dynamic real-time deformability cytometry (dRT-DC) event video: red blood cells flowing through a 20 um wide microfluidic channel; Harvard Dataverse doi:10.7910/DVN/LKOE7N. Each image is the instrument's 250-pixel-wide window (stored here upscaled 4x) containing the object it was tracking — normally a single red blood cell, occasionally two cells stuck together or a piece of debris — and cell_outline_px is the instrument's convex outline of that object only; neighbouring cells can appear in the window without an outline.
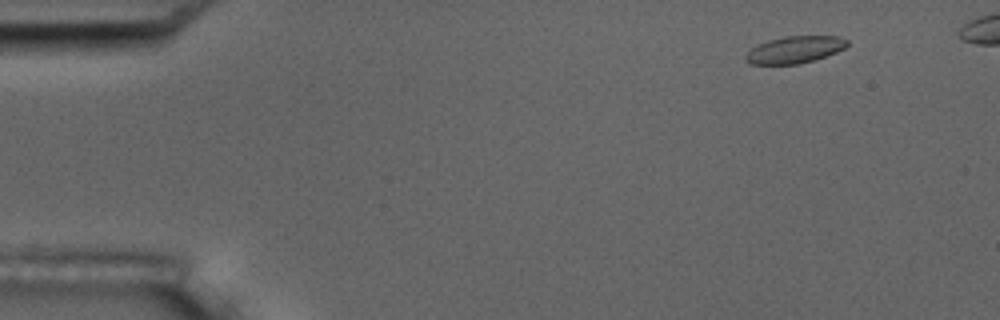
{"species": "common noctule bat (a hibernating species)", "species_latin": "Nyctalus noctula", "temperature_condition": "room temperature", "stored_images_in_passage": 5, "camera_frame_rate_fps": 3000, "um_per_image_px": 0.085, "animal": {"sex": "male", "body_mass_g": 17.5, "forearm_length_mm": 52.3}, "frame": {"image": 1, "passage_image": 1, "time_ms": 0.0, "image_size_px": [1000, 320], "cell_outline_px": [[848, 44], [844, 48], [836, 52], [812, 60], [796, 64], [752, 64], [744, 60], [744, 56], [756, 44], [768, 40], [784, 36], [840, 36], [848, 40]], "centroid_in_image_um": [67.52, 4.21], "position_along_channel_um": 17.5, "area_um2": 15.9}}